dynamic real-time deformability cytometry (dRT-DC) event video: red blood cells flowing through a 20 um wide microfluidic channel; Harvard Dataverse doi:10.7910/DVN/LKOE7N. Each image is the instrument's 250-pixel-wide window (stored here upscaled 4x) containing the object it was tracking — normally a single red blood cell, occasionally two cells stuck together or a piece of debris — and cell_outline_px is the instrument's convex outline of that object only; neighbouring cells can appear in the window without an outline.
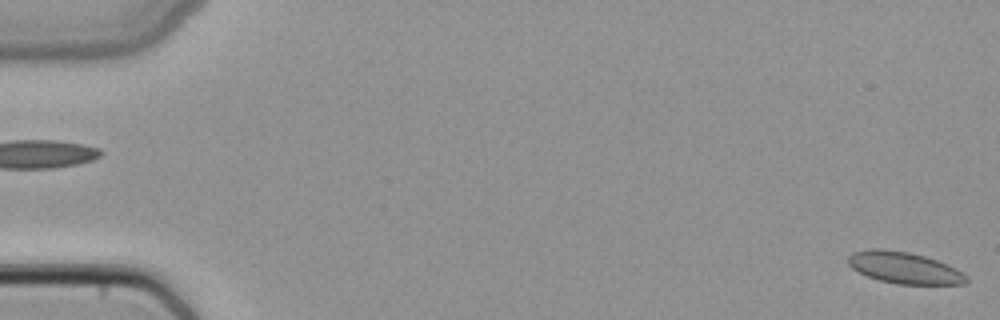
{"species": "common noctule bat (a hibernating species)", "species_latin": "Nyctalus noctula", "temperature_condition": "cold", "stored_images_in_passage": 4, "segment_of_instrument_passage": [2, 2], "camera_frame_rate_fps": 3000, "um_per_image_px": 0.085, "animal": {"sex": "female", "body_mass_g": 22.7, "forearm_length_mm": 54.2}, "frame": {"image": 1, "passage_image": 4, "time_ms": 1.0, "image_size_px": [1000, 320], "cell_outline_px": [[968, 280], [964, 284], [896, 284], [880, 280], [868, 276], [852, 268], [848, 264], [848, 256], [852, 252], [872, 248], [884, 248], [908, 252], [924, 256], [948, 264], [964, 272], [968, 276]], "centroid_in_image_um": [76.88, 22.75], "position_along_channel_um": 8.1, "area_um2": 21.85}}